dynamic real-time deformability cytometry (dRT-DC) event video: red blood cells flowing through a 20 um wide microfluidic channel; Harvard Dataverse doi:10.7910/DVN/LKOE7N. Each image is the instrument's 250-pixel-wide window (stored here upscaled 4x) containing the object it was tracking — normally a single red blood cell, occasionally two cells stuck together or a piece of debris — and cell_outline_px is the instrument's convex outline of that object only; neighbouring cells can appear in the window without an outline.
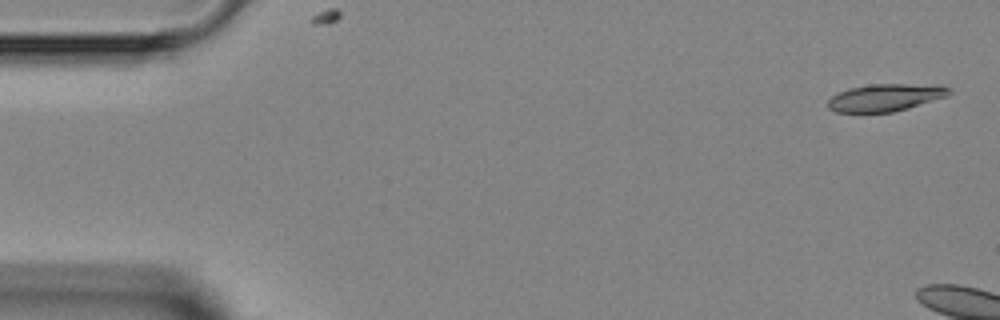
{"species": "Egyptian fruit bat (a non-hibernating species)", "species_latin": "Rousettus aegyptiacus", "temperature_condition": "room temperature", "stored_images_in_passage": 6, "camera_frame_rate_fps": 3000, "um_per_image_px": 0.085, "animal": {"sex": "female"}, "frame": {"image": 1, "passage_image": 1, "time_ms": 0.0, "image_size_px": [1000, 320], "cell_outline_px": [[952, 92], [948, 96], [908, 108], [892, 112], [836, 112], [828, 108], [828, 100], [832, 96], [848, 88], [868, 84], [940, 84], [952, 88]], "centroid_in_image_um": [75.32, 8.27], "position_along_channel_um": 9.7, "area_um2": 19.54}}
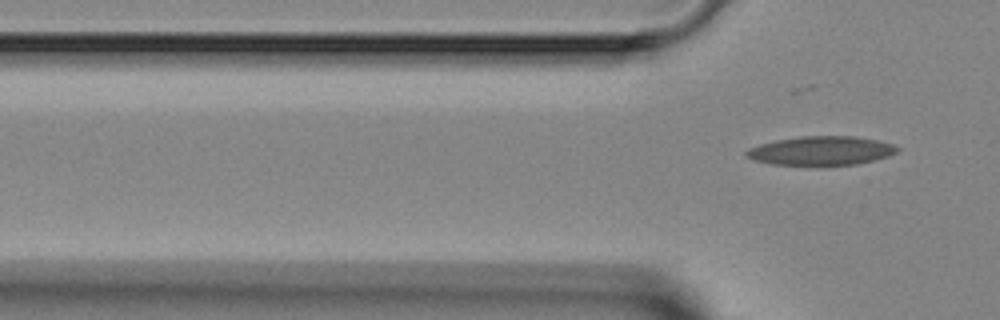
{"frame": {"image": 2, "passage_image": 6, "time_ms": 7.333, "image_size_px": [1000, 320], "cell_outline_px": [[900, 152], [876, 160], [856, 164], [772, 164], [752, 160], [744, 156], [744, 152], [748, 148], [760, 144], [776, 140], [800, 136], [856, 136], [876, 140], [892, 144], [900, 148]], "centroid_in_image_um": [69.79, 12.8], "position_along_channel_um": 56.0, "area_um2": 25.37}}